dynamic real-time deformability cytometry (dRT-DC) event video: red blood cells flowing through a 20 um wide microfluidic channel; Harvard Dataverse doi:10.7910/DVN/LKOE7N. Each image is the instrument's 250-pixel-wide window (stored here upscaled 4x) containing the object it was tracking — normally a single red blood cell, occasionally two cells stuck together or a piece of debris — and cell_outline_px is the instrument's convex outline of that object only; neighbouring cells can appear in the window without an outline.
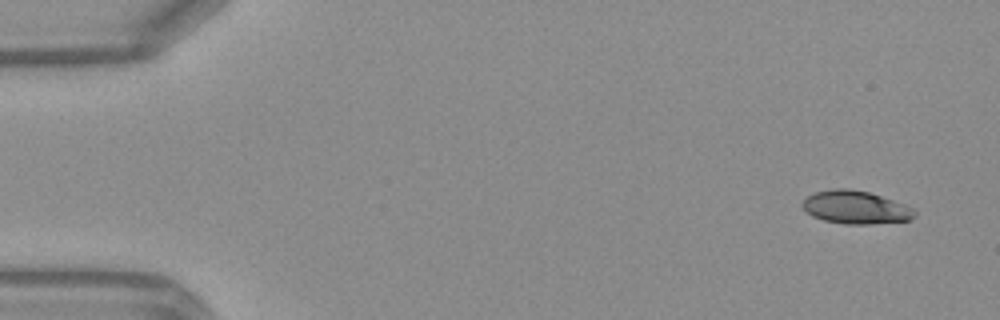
{"species": "Egyptian fruit bat (a non-hibernating species)", "species_latin": "Rousettus aegyptiacus", "temperature_condition": "warm", "stored_images_in_passage": 19, "camera_frame_rate_fps": 3000, "um_per_image_px": 0.085, "frame": {"image": 1, "passage_image": 1, "time_ms": 0.0, "image_size_px": [1000, 320], "cell_outline_px": [[916, 216], [908, 220], [872, 224], [844, 224], [824, 220], [812, 216], [800, 204], [804, 196], [816, 192], [836, 188], [848, 188], [868, 192], [904, 204], [912, 208], [916, 212]], "centroid_in_image_um": [72.69, 17.62], "position_along_channel_um": 12.3, "area_um2": 21.56}}
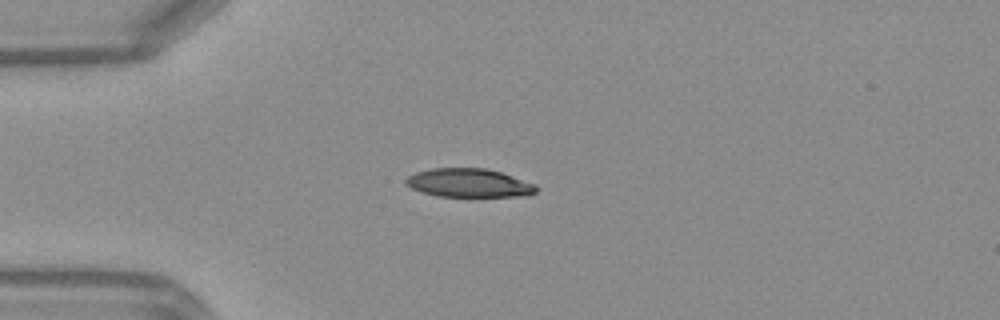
{"frame": {"image": 2, "passage_image": 11, "time_ms": 3.333, "image_size_px": [1000, 320], "cell_outline_px": [[536, 192], [516, 196], [436, 196], [412, 188], [404, 184], [404, 180], [408, 176], [416, 172], [432, 168], [488, 168], [536, 184]], "centroid_in_image_um": [39.81, 15.54], "position_along_channel_um": 45.2, "area_um2": 21.5}}
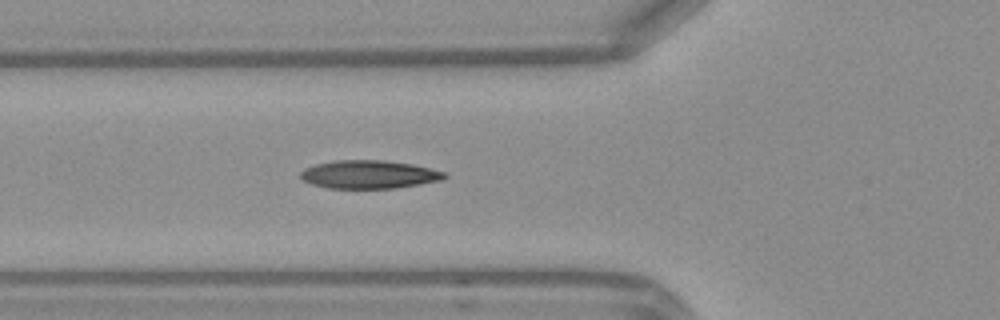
{"frame": {"image": 3, "passage_image": 16, "time_ms": 5.0, "image_size_px": [1000, 320], "cell_outline_px": [[448, 176], [444, 180], [396, 188], [328, 188], [312, 184], [304, 180], [300, 176], [300, 172], [304, 168], [316, 164], [336, 160], [384, 160], [412, 164], [444, 172]], "centroid_in_image_um": [31.38, 14.83], "position_along_channel_um": 94.4, "area_um2": 23.64}}